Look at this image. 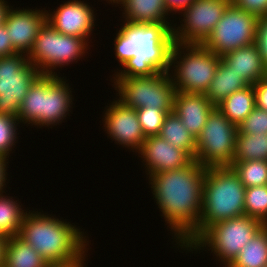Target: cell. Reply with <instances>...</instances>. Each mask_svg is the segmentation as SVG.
<instances>
[{"mask_svg": "<svg viewBox=\"0 0 267 267\" xmlns=\"http://www.w3.org/2000/svg\"><path fill=\"white\" fill-rule=\"evenodd\" d=\"M248 86L250 85L240 75L229 70L228 66L221 60L205 96L216 107L227 96Z\"/></svg>", "mask_w": 267, "mask_h": 267, "instance_id": "44dd1931", "label": "cell"}, {"mask_svg": "<svg viewBox=\"0 0 267 267\" xmlns=\"http://www.w3.org/2000/svg\"><path fill=\"white\" fill-rule=\"evenodd\" d=\"M238 132L249 134L267 133V111L255 107L245 120L238 125Z\"/></svg>", "mask_w": 267, "mask_h": 267, "instance_id": "d6a6232c", "label": "cell"}, {"mask_svg": "<svg viewBox=\"0 0 267 267\" xmlns=\"http://www.w3.org/2000/svg\"><path fill=\"white\" fill-rule=\"evenodd\" d=\"M7 3L8 2L5 0H0V25L4 23L6 12L9 8V5Z\"/></svg>", "mask_w": 267, "mask_h": 267, "instance_id": "60d3db41", "label": "cell"}, {"mask_svg": "<svg viewBox=\"0 0 267 267\" xmlns=\"http://www.w3.org/2000/svg\"><path fill=\"white\" fill-rule=\"evenodd\" d=\"M106 1H108V3L110 4V2H111V4H112V2H113V5L114 4H118L121 0H106ZM110 1V2H109Z\"/></svg>", "mask_w": 267, "mask_h": 267, "instance_id": "7bdbcfd3", "label": "cell"}, {"mask_svg": "<svg viewBox=\"0 0 267 267\" xmlns=\"http://www.w3.org/2000/svg\"><path fill=\"white\" fill-rule=\"evenodd\" d=\"M206 167L193 160L186 167L149 176L153 195L180 246L199 226Z\"/></svg>", "mask_w": 267, "mask_h": 267, "instance_id": "6da1fadb", "label": "cell"}, {"mask_svg": "<svg viewBox=\"0 0 267 267\" xmlns=\"http://www.w3.org/2000/svg\"><path fill=\"white\" fill-rule=\"evenodd\" d=\"M220 61L221 56L214 54L203 45L175 42L170 66L174 69V75L173 77L171 75V78L176 92L205 94Z\"/></svg>", "mask_w": 267, "mask_h": 267, "instance_id": "8992f818", "label": "cell"}, {"mask_svg": "<svg viewBox=\"0 0 267 267\" xmlns=\"http://www.w3.org/2000/svg\"><path fill=\"white\" fill-rule=\"evenodd\" d=\"M255 44L267 68V15L257 20Z\"/></svg>", "mask_w": 267, "mask_h": 267, "instance_id": "836d02e7", "label": "cell"}, {"mask_svg": "<svg viewBox=\"0 0 267 267\" xmlns=\"http://www.w3.org/2000/svg\"><path fill=\"white\" fill-rule=\"evenodd\" d=\"M263 226L261 221L247 215L222 220L209 226L187 251L208 246V250L227 267Z\"/></svg>", "mask_w": 267, "mask_h": 267, "instance_id": "52a82bcc", "label": "cell"}, {"mask_svg": "<svg viewBox=\"0 0 267 267\" xmlns=\"http://www.w3.org/2000/svg\"><path fill=\"white\" fill-rule=\"evenodd\" d=\"M230 4L231 0L192 1L181 12L184 24L172 29L174 41L179 44L202 45Z\"/></svg>", "mask_w": 267, "mask_h": 267, "instance_id": "7c38bea8", "label": "cell"}, {"mask_svg": "<svg viewBox=\"0 0 267 267\" xmlns=\"http://www.w3.org/2000/svg\"><path fill=\"white\" fill-rule=\"evenodd\" d=\"M231 3L257 18L267 15V0H231Z\"/></svg>", "mask_w": 267, "mask_h": 267, "instance_id": "e575fe53", "label": "cell"}, {"mask_svg": "<svg viewBox=\"0 0 267 267\" xmlns=\"http://www.w3.org/2000/svg\"><path fill=\"white\" fill-rule=\"evenodd\" d=\"M18 122V123H17ZM20 121L17 117L0 114V155L9 158V152L16 143L17 126Z\"/></svg>", "mask_w": 267, "mask_h": 267, "instance_id": "1f68e13d", "label": "cell"}, {"mask_svg": "<svg viewBox=\"0 0 267 267\" xmlns=\"http://www.w3.org/2000/svg\"><path fill=\"white\" fill-rule=\"evenodd\" d=\"M86 39L76 36L64 35L57 31L56 67L72 64L82 58L88 48Z\"/></svg>", "mask_w": 267, "mask_h": 267, "instance_id": "83f0119b", "label": "cell"}, {"mask_svg": "<svg viewBox=\"0 0 267 267\" xmlns=\"http://www.w3.org/2000/svg\"><path fill=\"white\" fill-rule=\"evenodd\" d=\"M70 89L66 79L64 81L57 73L41 74L26 93L17 115L18 120L40 128L59 124L72 108L73 95Z\"/></svg>", "mask_w": 267, "mask_h": 267, "instance_id": "5b68a950", "label": "cell"}, {"mask_svg": "<svg viewBox=\"0 0 267 267\" xmlns=\"http://www.w3.org/2000/svg\"><path fill=\"white\" fill-rule=\"evenodd\" d=\"M6 242H7V238L0 235V267L4 266V253H5Z\"/></svg>", "mask_w": 267, "mask_h": 267, "instance_id": "ab89813d", "label": "cell"}, {"mask_svg": "<svg viewBox=\"0 0 267 267\" xmlns=\"http://www.w3.org/2000/svg\"><path fill=\"white\" fill-rule=\"evenodd\" d=\"M245 189L231 166L207 167L199 226L181 248L187 249L212 224L245 215Z\"/></svg>", "mask_w": 267, "mask_h": 267, "instance_id": "277c9868", "label": "cell"}, {"mask_svg": "<svg viewBox=\"0 0 267 267\" xmlns=\"http://www.w3.org/2000/svg\"><path fill=\"white\" fill-rule=\"evenodd\" d=\"M221 60L249 85L265 77L266 67L255 43L229 51Z\"/></svg>", "mask_w": 267, "mask_h": 267, "instance_id": "ac0fdd59", "label": "cell"}, {"mask_svg": "<svg viewBox=\"0 0 267 267\" xmlns=\"http://www.w3.org/2000/svg\"><path fill=\"white\" fill-rule=\"evenodd\" d=\"M258 18L232 3L216 23L211 35L202 44L218 56L255 43Z\"/></svg>", "mask_w": 267, "mask_h": 267, "instance_id": "8fae6325", "label": "cell"}, {"mask_svg": "<svg viewBox=\"0 0 267 267\" xmlns=\"http://www.w3.org/2000/svg\"><path fill=\"white\" fill-rule=\"evenodd\" d=\"M8 159L6 157L0 155V194L4 192V185H6V174H7V167L6 165L8 162H6Z\"/></svg>", "mask_w": 267, "mask_h": 267, "instance_id": "f35d334b", "label": "cell"}, {"mask_svg": "<svg viewBox=\"0 0 267 267\" xmlns=\"http://www.w3.org/2000/svg\"><path fill=\"white\" fill-rule=\"evenodd\" d=\"M172 23L124 22L114 39L115 56L124 69L114 78L152 76L170 72L174 46ZM121 71V72H120Z\"/></svg>", "mask_w": 267, "mask_h": 267, "instance_id": "7a4b0ae2", "label": "cell"}, {"mask_svg": "<svg viewBox=\"0 0 267 267\" xmlns=\"http://www.w3.org/2000/svg\"><path fill=\"white\" fill-rule=\"evenodd\" d=\"M267 265V225L243 246L227 267H265Z\"/></svg>", "mask_w": 267, "mask_h": 267, "instance_id": "d4e9b609", "label": "cell"}, {"mask_svg": "<svg viewBox=\"0 0 267 267\" xmlns=\"http://www.w3.org/2000/svg\"><path fill=\"white\" fill-rule=\"evenodd\" d=\"M159 136L174 147L184 150L194 160L197 149L196 138L174 112L166 115Z\"/></svg>", "mask_w": 267, "mask_h": 267, "instance_id": "cb8c5ba5", "label": "cell"}, {"mask_svg": "<svg viewBox=\"0 0 267 267\" xmlns=\"http://www.w3.org/2000/svg\"><path fill=\"white\" fill-rule=\"evenodd\" d=\"M85 263H78V264H74L72 266H66V267H84Z\"/></svg>", "mask_w": 267, "mask_h": 267, "instance_id": "b9f144b4", "label": "cell"}, {"mask_svg": "<svg viewBox=\"0 0 267 267\" xmlns=\"http://www.w3.org/2000/svg\"><path fill=\"white\" fill-rule=\"evenodd\" d=\"M194 0H164L165 6L169 13L181 12Z\"/></svg>", "mask_w": 267, "mask_h": 267, "instance_id": "74e56055", "label": "cell"}, {"mask_svg": "<svg viewBox=\"0 0 267 267\" xmlns=\"http://www.w3.org/2000/svg\"><path fill=\"white\" fill-rule=\"evenodd\" d=\"M256 107L267 111V80L260 79L254 85Z\"/></svg>", "mask_w": 267, "mask_h": 267, "instance_id": "d590c367", "label": "cell"}, {"mask_svg": "<svg viewBox=\"0 0 267 267\" xmlns=\"http://www.w3.org/2000/svg\"><path fill=\"white\" fill-rule=\"evenodd\" d=\"M18 53L11 42L5 24L0 25V57L11 56Z\"/></svg>", "mask_w": 267, "mask_h": 267, "instance_id": "8d00e7d4", "label": "cell"}, {"mask_svg": "<svg viewBox=\"0 0 267 267\" xmlns=\"http://www.w3.org/2000/svg\"><path fill=\"white\" fill-rule=\"evenodd\" d=\"M237 132L238 126L215 107L196 138L194 160L206 168L230 166L234 159Z\"/></svg>", "mask_w": 267, "mask_h": 267, "instance_id": "9c48e42d", "label": "cell"}, {"mask_svg": "<svg viewBox=\"0 0 267 267\" xmlns=\"http://www.w3.org/2000/svg\"><path fill=\"white\" fill-rule=\"evenodd\" d=\"M170 72H158L152 76L113 78L119 101L127 107L158 108L173 112L175 87Z\"/></svg>", "mask_w": 267, "mask_h": 267, "instance_id": "ba28073f", "label": "cell"}, {"mask_svg": "<svg viewBox=\"0 0 267 267\" xmlns=\"http://www.w3.org/2000/svg\"><path fill=\"white\" fill-rule=\"evenodd\" d=\"M30 212L24 216L19 237L31 245L51 267L72 266L86 261L88 243L78 227L49 214Z\"/></svg>", "mask_w": 267, "mask_h": 267, "instance_id": "3957f363", "label": "cell"}, {"mask_svg": "<svg viewBox=\"0 0 267 267\" xmlns=\"http://www.w3.org/2000/svg\"><path fill=\"white\" fill-rule=\"evenodd\" d=\"M141 154L147 175L171 171L189 165L193 159L184 151L171 145L159 135L146 137L138 155Z\"/></svg>", "mask_w": 267, "mask_h": 267, "instance_id": "2e32d148", "label": "cell"}, {"mask_svg": "<svg viewBox=\"0 0 267 267\" xmlns=\"http://www.w3.org/2000/svg\"><path fill=\"white\" fill-rule=\"evenodd\" d=\"M250 160L267 161V133L249 134L237 132L232 163Z\"/></svg>", "mask_w": 267, "mask_h": 267, "instance_id": "484cf974", "label": "cell"}, {"mask_svg": "<svg viewBox=\"0 0 267 267\" xmlns=\"http://www.w3.org/2000/svg\"><path fill=\"white\" fill-rule=\"evenodd\" d=\"M118 4L125 15V22L130 23H170L164 0H121Z\"/></svg>", "mask_w": 267, "mask_h": 267, "instance_id": "ffe728a7", "label": "cell"}, {"mask_svg": "<svg viewBox=\"0 0 267 267\" xmlns=\"http://www.w3.org/2000/svg\"><path fill=\"white\" fill-rule=\"evenodd\" d=\"M92 8L84 1L70 0L57 7L53 13L47 11L46 22L64 35L86 38L89 41L96 21Z\"/></svg>", "mask_w": 267, "mask_h": 267, "instance_id": "5bb4252c", "label": "cell"}, {"mask_svg": "<svg viewBox=\"0 0 267 267\" xmlns=\"http://www.w3.org/2000/svg\"><path fill=\"white\" fill-rule=\"evenodd\" d=\"M41 74L26 54L0 57V114L17 117L26 93Z\"/></svg>", "mask_w": 267, "mask_h": 267, "instance_id": "30bf717a", "label": "cell"}, {"mask_svg": "<svg viewBox=\"0 0 267 267\" xmlns=\"http://www.w3.org/2000/svg\"><path fill=\"white\" fill-rule=\"evenodd\" d=\"M0 194V235L6 237L19 236L21 225L27 211L24 212L18 200L13 197L2 196ZM20 205V206H19Z\"/></svg>", "mask_w": 267, "mask_h": 267, "instance_id": "4316f807", "label": "cell"}, {"mask_svg": "<svg viewBox=\"0 0 267 267\" xmlns=\"http://www.w3.org/2000/svg\"><path fill=\"white\" fill-rule=\"evenodd\" d=\"M136 114L145 137H149L159 135L168 113L155 107H143L136 109Z\"/></svg>", "mask_w": 267, "mask_h": 267, "instance_id": "4dcf8cb0", "label": "cell"}, {"mask_svg": "<svg viewBox=\"0 0 267 267\" xmlns=\"http://www.w3.org/2000/svg\"><path fill=\"white\" fill-rule=\"evenodd\" d=\"M245 215L267 225V185L245 189Z\"/></svg>", "mask_w": 267, "mask_h": 267, "instance_id": "f546056e", "label": "cell"}, {"mask_svg": "<svg viewBox=\"0 0 267 267\" xmlns=\"http://www.w3.org/2000/svg\"><path fill=\"white\" fill-rule=\"evenodd\" d=\"M215 106L205 94L175 92L173 112L181 119L187 130L197 138Z\"/></svg>", "mask_w": 267, "mask_h": 267, "instance_id": "e0dca14e", "label": "cell"}, {"mask_svg": "<svg viewBox=\"0 0 267 267\" xmlns=\"http://www.w3.org/2000/svg\"><path fill=\"white\" fill-rule=\"evenodd\" d=\"M35 10V11H34ZM8 8L4 19L14 49L26 55L31 51L35 38L46 23V11Z\"/></svg>", "mask_w": 267, "mask_h": 267, "instance_id": "9a60e30c", "label": "cell"}, {"mask_svg": "<svg viewBox=\"0 0 267 267\" xmlns=\"http://www.w3.org/2000/svg\"><path fill=\"white\" fill-rule=\"evenodd\" d=\"M104 114V129L110 138L117 144L138 152L146 137L138 121L136 109L114 99Z\"/></svg>", "mask_w": 267, "mask_h": 267, "instance_id": "4fadbf2b", "label": "cell"}, {"mask_svg": "<svg viewBox=\"0 0 267 267\" xmlns=\"http://www.w3.org/2000/svg\"><path fill=\"white\" fill-rule=\"evenodd\" d=\"M246 188L267 185V161L250 160L230 165Z\"/></svg>", "mask_w": 267, "mask_h": 267, "instance_id": "f1b7e54d", "label": "cell"}, {"mask_svg": "<svg viewBox=\"0 0 267 267\" xmlns=\"http://www.w3.org/2000/svg\"><path fill=\"white\" fill-rule=\"evenodd\" d=\"M3 267H51L40 254L19 236L10 237L5 244Z\"/></svg>", "mask_w": 267, "mask_h": 267, "instance_id": "7402d4cb", "label": "cell"}, {"mask_svg": "<svg viewBox=\"0 0 267 267\" xmlns=\"http://www.w3.org/2000/svg\"><path fill=\"white\" fill-rule=\"evenodd\" d=\"M255 107L253 85L235 91L216 106L236 126L240 125Z\"/></svg>", "mask_w": 267, "mask_h": 267, "instance_id": "603a6c76", "label": "cell"}, {"mask_svg": "<svg viewBox=\"0 0 267 267\" xmlns=\"http://www.w3.org/2000/svg\"><path fill=\"white\" fill-rule=\"evenodd\" d=\"M264 78L267 80V68H266V71H265V77Z\"/></svg>", "mask_w": 267, "mask_h": 267, "instance_id": "ee69618b", "label": "cell"}, {"mask_svg": "<svg viewBox=\"0 0 267 267\" xmlns=\"http://www.w3.org/2000/svg\"><path fill=\"white\" fill-rule=\"evenodd\" d=\"M56 47L57 31L46 22L38 32L27 57L42 74L55 75Z\"/></svg>", "mask_w": 267, "mask_h": 267, "instance_id": "d6986e66", "label": "cell"}]
</instances>
